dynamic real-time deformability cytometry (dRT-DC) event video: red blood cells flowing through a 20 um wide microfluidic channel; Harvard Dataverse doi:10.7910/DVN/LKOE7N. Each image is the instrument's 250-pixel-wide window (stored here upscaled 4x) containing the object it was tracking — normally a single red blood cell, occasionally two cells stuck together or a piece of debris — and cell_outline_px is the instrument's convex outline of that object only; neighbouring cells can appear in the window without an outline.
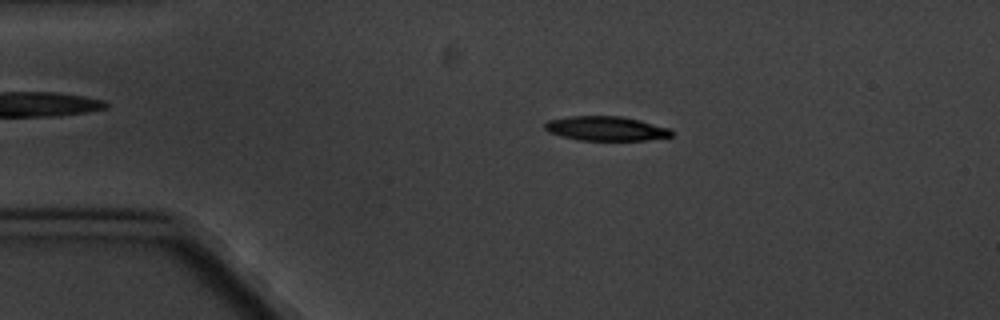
{"species": "common noctule bat (a hibernating species)", "species_latin": "Nyctalus noctula", "temperature_condition": "cold", "stored_images_in_passage": 9, "camera_frame_rate_fps": 3000, "um_per_image_px": 0.085, "animal": {"sex": "male", "body_mass_g": 20.1, "forearm_length_mm": 53.5}, "frame": {"image": 1, "passage_image": 4, "time_ms": 3.667, "image_size_px": [1000, 320], "cell_outline_px": [[672, 136], [648, 140], [580, 140], [548, 132], [544, 128], [544, 124], [548, 120], [568, 116], [620, 116], [640, 120], [672, 128]], "centroid_in_image_um": [51.54, 10.92], "position_along_channel_um": 33.5, "area_um2": 18.03}}